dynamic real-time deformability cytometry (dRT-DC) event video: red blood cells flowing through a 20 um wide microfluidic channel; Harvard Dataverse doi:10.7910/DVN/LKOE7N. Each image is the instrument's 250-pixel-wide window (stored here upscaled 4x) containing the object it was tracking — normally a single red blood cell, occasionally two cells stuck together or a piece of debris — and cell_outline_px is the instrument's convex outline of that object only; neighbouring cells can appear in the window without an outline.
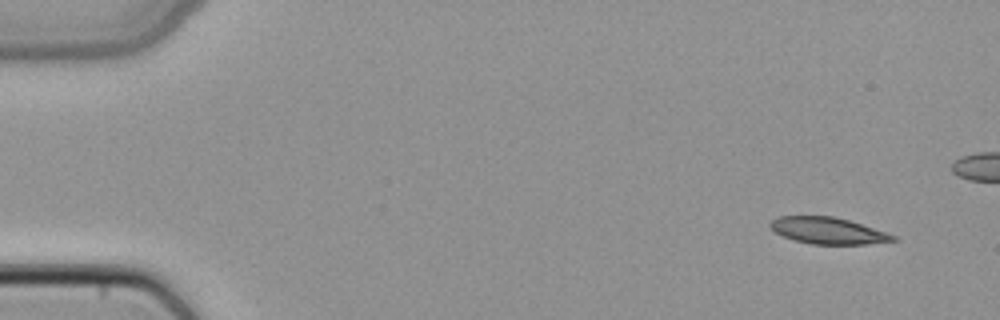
{"species": "common noctule bat (a hibernating species)", "species_latin": "Nyctalus noctula", "temperature_condition": "cold", "stored_images_in_passage": 5, "camera_frame_rate_fps": 3000, "um_per_image_px": 0.085, "animal": {"sex": "female", "body_mass_g": 22.7, "forearm_length_mm": 54.2}, "frame": {"image": 1, "passage_image": 1, "time_ms": 0.0, "image_size_px": [1000, 320], "cell_outline_px": [[900, 240], [864, 244], [812, 244], [796, 240], [784, 236], [776, 232], [768, 224], [772, 220], [780, 216], [832, 216], [848, 220], [896, 236]], "centroid_in_image_um": [70.37, 19.6], "position_along_channel_um": 14.6, "area_um2": 18.61}}